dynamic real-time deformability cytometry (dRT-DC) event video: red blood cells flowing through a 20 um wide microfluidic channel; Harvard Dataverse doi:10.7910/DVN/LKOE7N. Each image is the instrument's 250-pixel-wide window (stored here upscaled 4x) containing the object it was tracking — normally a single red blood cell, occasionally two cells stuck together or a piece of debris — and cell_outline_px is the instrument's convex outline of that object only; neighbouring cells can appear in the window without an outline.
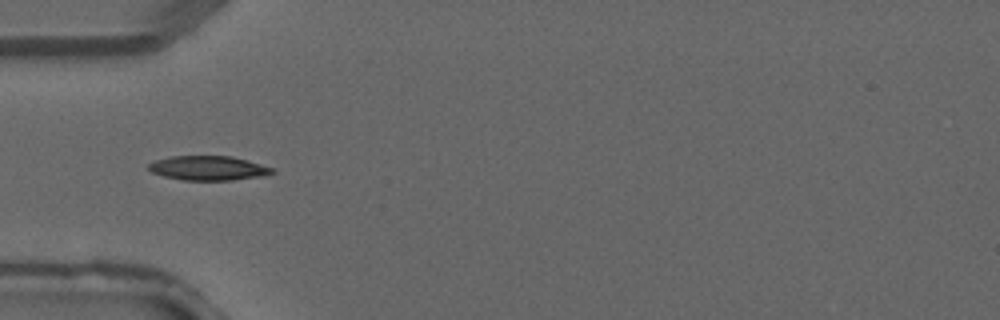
{"species": "common noctule bat (a hibernating species)", "species_latin": "Nyctalus noctula", "temperature_condition": "warm", "stored_images_in_passage": 5, "camera_frame_rate_fps": 3000, "um_per_image_px": 0.085, "animal": {"sex": "male", "forearm_length_mm": 52.5}, "frame": {"image": 1, "passage_image": 4, "time_ms": 1.0, "image_size_px": [1000, 320], "cell_outline_px": [[276, 172], [264, 176], [232, 180], [184, 180], [164, 176], [152, 172], [148, 168], [148, 164], [156, 160], [172, 156], [232, 156], [248, 160], [276, 168]], "centroid_in_image_um": [17.78, 14.29], "position_along_channel_um": 67.2, "area_um2": 17.69}}
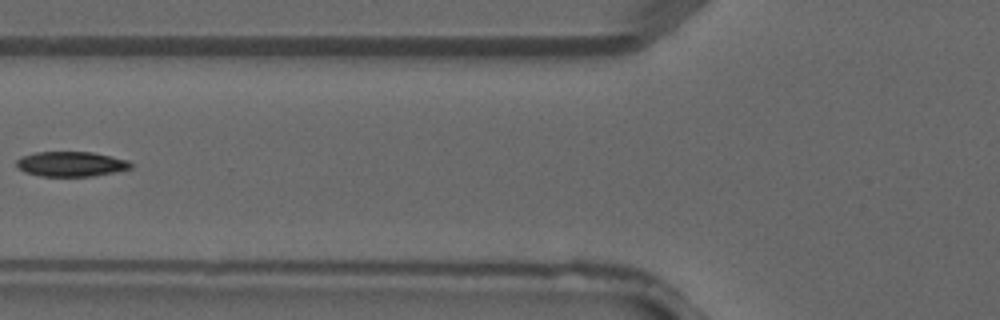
{"frame": {"image": 2, "passage_image": 5, "time_ms": 1.333, "image_size_px": [1000, 320], "cell_outline_px": [[132, 168], [92, 176], [40, 176], [24, 172], [16, 168], [16, 160], [20, 156], [36, 152], [92, 152], [128, 160], [132, 164]], "centroid_in_image_um": [5.98, 13.94], "position_along_channel_um": 119.8, "area_um2": 16.65}}